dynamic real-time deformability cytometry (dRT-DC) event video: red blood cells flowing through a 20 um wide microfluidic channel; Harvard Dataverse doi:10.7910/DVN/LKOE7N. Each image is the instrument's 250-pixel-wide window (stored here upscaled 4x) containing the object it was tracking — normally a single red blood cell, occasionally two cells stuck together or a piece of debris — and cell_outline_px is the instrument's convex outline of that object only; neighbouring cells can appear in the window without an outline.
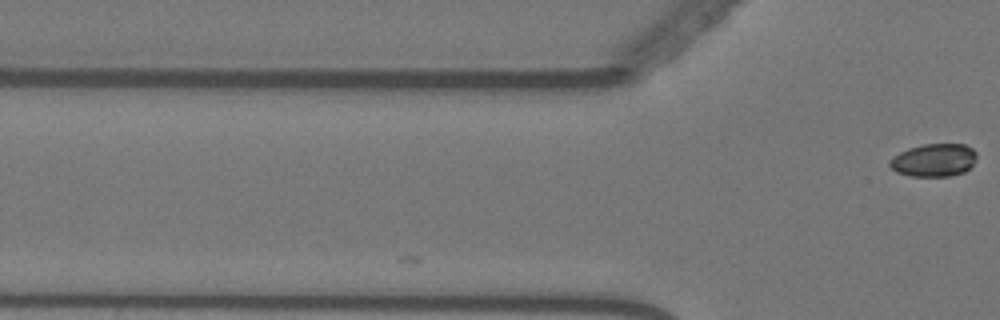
{"species": "Egyptian fruit bat (a non-hibernating species)", "species_latin": "Rousettus aegyptiacus", "temperature_condition": "warm", "stored_images_in_passage": 2, "camera_frame_rate_fps": 3000, "um_per_image_px": 0.085, "animal": {"sex": "female"}, "frame": {"image": 1, "passage_image": 2, "time_ms": 0.333, "image_size_px": [1000, 320], "cell_outline_px": [[976, 156], [972, 164], [964, 172], [952, 176], [912, 176], [896, 172], [888, 164], [888, 160], [900, 152], [908, 148], [924, 144], [964, 144], [972, 148], [976, 152]], "centroid_in_image_um": [79.36, 13.61], "position_along_channel_um": 46.4, "area_um2": 16.65}}